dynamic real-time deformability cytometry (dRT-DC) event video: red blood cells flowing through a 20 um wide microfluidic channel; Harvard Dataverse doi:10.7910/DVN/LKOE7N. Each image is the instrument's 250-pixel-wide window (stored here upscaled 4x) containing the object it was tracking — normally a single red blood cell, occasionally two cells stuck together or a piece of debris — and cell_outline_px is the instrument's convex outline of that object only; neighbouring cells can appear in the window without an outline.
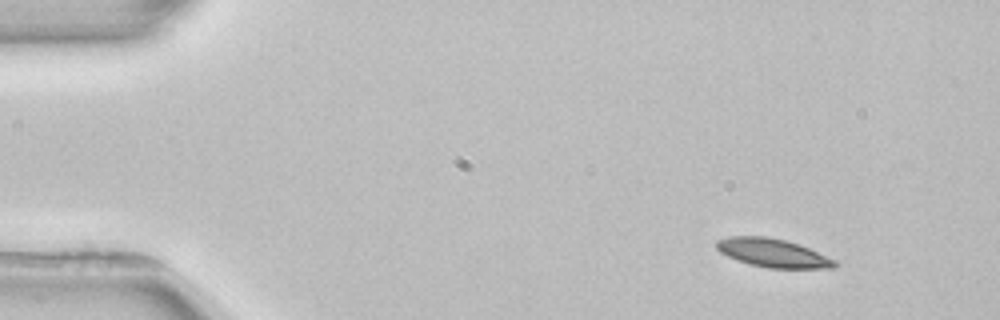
{"species": "common noctule bat (a hibernating species)", "species_latin": "Nyctalus noctula", "temperature_condition": "room temperature", "stored_images_in_passage": 3, "camera_frame_rate_fps": 3000, "um_per_image_px": 0.085, "animal": {"sex": "female", "body_mass_g": 22.7, "forearm_length_mm": 54.2}, "frame": {"image": 1, "passage_image": 1, "time_ms": 0.0, "image_size_px": [1000, 320], "cell_outline_px": [[840, 264], [836, 268], [768, 268], [748, 264], [736, 260], [720, 252], [716, 248], [716, 240], [728, 236], [764, 236], [784, 240], [808, 248], [836, 260]], "centroid_in_image_um": [65.68, 21.51], "position_along_channel_um": 19.3, "area_um2": 19.65}}